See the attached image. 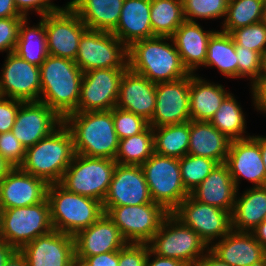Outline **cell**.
Instances as JSON below:
<instances>
[{
    "mask_svg": "<svg viewBox=\"0 0 266 266\" xmlns=\"http://www.w3.org/2000/svg\"><path fill=\"white\" fill-rule=\"evenodd\" d=\"M127 57L130 70L155 84L176 81L190 74L172 37L155 36L138 40L128 47Z\"/></svg>",
    "mask_w": 266,
    "mask_h": 266,
    "instance_id": "1",
    "label": "cell"
},
{
    "mask_svg": "<svg viewBox=\"0 0 266 266\" xmlns=\"http://www.w3.org/2000/svg\"><path fill=\"white\" fill-rule=\"evenodd\" d=\"M39 102L47 104L63 120L77 109L83 72L75 61L48 55L40 65Z\"/></svg>",
    "mask_w": 266,
    "mask_h": 266,
    "instance_id": "2",
    "label": "cell"
},
{
    "mask_svg": "<svg viewBox=\"0 0 266 266\" xmlns=\"http://www.w3.org/2000/svg\"><path fill=\"white\" fill-rule=\"evenodd\" d=\"M73 135L76 154L115 160L119 138L109 111L74 112L64 119Z\"/></svg>",
    "mask_w": 266,
    "mask_h": 266,
    "instance_id": "3",
    "label": "cell"
},
{
    "mask_svg": "<svg viewBox=\"0 0 266 266\" xmlns=\"http://www.w3.org/2000/svg\"><path fill=\"white\" fill-rule=\"evenodd\" d=\"M75 154L73 135L63 123L48 137L28 147L19 167L48 184L60 183Z\"/></svg>",
    "mask_w": 266,
    "mask_h": 266,
    "instance_id": "4",
    "label": "cell"
},
{
    "mask_svg": "<svg viewBox=\"0 0 266 266\" xmlns=\"http://www.w3.org/2000/svg\"><path fill=\"white\" fill-rule=\"evenodd\" d=\"M47 199L53 229L73 237L105 213L101 201L70 192L60 183L49 184Z\"/></svg>",
    "mask_w": 266,
    "mask_h": 266,
    "instance_id": "5",
    "label": "cell"
},
{
    "mask_svg": "<svg viewBox=\"0 0 266 266\" xmlns=\"http://www.w3.org/2000/svg\"><path fill=\"white\" fill-rule=\"evenodd\" d=\"M53 230L47 198L32 206L0 210V239L17 250Z\"/></svg>",
    "mask_w": 266,
    "mask_h": 266,
    "instance_id": "6",
    "label": "cell"
},
{
    "mask_svg": "<svg viewBox=\"0 0 266 266\" xmlns=\"http://www.w3.org/2000/svg\"><path fill=\"white\" fill-rule=\"evenodd\" d=\"M148 245L154 254L180 260L187 266L194 265L209 250L193 229L171 213L164 218Z\"/></svg>",
    "mask_w": 266,
    "mask_h": 266,
    "instance_id": "7",
    "label": "cell"
},
{
    "mask_svg": "<svg viewBox=\"0 0 266 266\" xmlns=\"http://www.w3.org/2000/svg\"><path fill=\"white\" fill-rule=\"evenodd\" d=\"M117 162L75 154L60 184L68 191L103 202Z\"/></svg>",
    "mask_w": 266,
    "mask_h": 266,
    "instance_id": "8",
    "label": "cell"
},
{
    "mask_svg": "<svg viewBox=\"0 0 266 266\" xmlns=\"http://www.w3.org/2000/svg\"><path fill=\"white\" fill-rule=\"evenodd\" d=\"M141 168L148 184L150 197L171 213L190 193L185 189L179 159L154 153Z\"/></svg>",
    "mask_w": 266,
    "mask_h": 266,
    "instance_id": "9",
    "label": "cell"
},
{
    "mask_svg": "<svg viewBox=\"0 0 266 266\" xmlns=\"http://www.w3.org/2000/svg\"><path fill=\"white\" fill-rule=\"evenodd\" d=\"M127 243L148 244L169 214L160 204L103 206Z\"/></svg>",
    "mask_w": 266,
    "mask_h": 266,
    "instance_id": "10",
    "label": "cell"
},
{
    "mask_svg": "<svg viewBox=\"0 0 266 266\" xmlns=\"http://www.w3.org/2000/svg\"><path fill=\"white\" fill-rule=\"evenodd\" d=\"M128 47L112 32L87 29L79 41L75 63L88 72L102 68H128Z\"/></svg>",
    "mask_w": 266,
    "mask_h": 266,
    "instance_id": "11",
    "label": "cell"
},
{
    "mask_svg": "<svg viewBox=\"0 0 266 266\" xmlns=\"http://www.w3.org/2000/svg\"><path fill=\"white\" fill-rule=\"evenodd\" d=\"M171 214L193 229L208 247L232 230L231 212L199 202L190 195Z\"/></svg>",
    "mask_w": 266,
    "mask_h": 266,
    "instance_id": "12",
    "label": "cell"
},
{
    "mask_svg": "<svg viewBox=\"0 0 266 266\" xmlns=\"http://www.w3.org/2000/svg\"><path fill=\"white\" fill-rule=\"evenodd\" d=\"M61 10L42 16L47 35L48 54L75 61L79 41L88 29L66 3Z\"/></svg>",
    "mask_w": 266,
    "mask_h": 266,
    "instance_id": "13",
    "label": "cell"
},
{
    "mask_svg": "<svg viewBox=\"0 0 266 266\" xmlns=\"http://www.w3.org/2000/svg\"><path fill=\"white\" fill-rule=\"evenodd\" d=\"M127 68H102L83 73L75 112L109 111L116 107L120 81Z\"/></svg>",
    "mask_w": 266,
    "mask_h": 266,
    "instance_id": "14",
    "label": "cell"
},
{
    "mask_svg": "<svg viewBox=\"0 0 266 266\" xmlns=\"http://www.w3.org/2000/svg\"><path fill=\"white\" fill-rule=\"evenodd\" d=\"M0 72V96L23 102H38L41 93L40 67L15 52L7 55Z\"/></svg>",
    "mask_w": 266,
    "mask_h": 266,
    "instance_id": "15",
    "label": "cell"
},
{
    "mask_svg": "<svg viewBox=\"0 0 266 266\" xmlns=\"http://www.w3.org/2000/svg\"><path fill=\"white\" fill-rule=\"evenodd\" d=\"M190 74L171 82L156 84V103L149 126L181 124L190 121Z\"/></svg>",
    "mask_w": 266,
    "mask_h": 266,
    "instance_id": "16",
    "label": "cell"
},
{
    "mask_svg": "<svg viewBox=\"0 0 266 266\" xmlns=\"http://www.w3.org/2000/svg\"><path fill=\"white\" fill-rule=\"evenodd\" d=\"M64 123V120L47 104L23 102L18 110L11 132L27 149L48 137Z\"/></svg>",
    "mask_w": 266,
    "mask_h": 266,
    "instance_id": "17",
    "label": "cell"
},
{
    "mask_svg": "<svg viewBox=\"0 0 266 266\" xmlns=\"http://www.w3.org/2000/svg\"><path fill=\"white\" fill-rule=\"evenodd\" d=\"M225 164L238 191L242 178L252 183V187L266 186L259 135L232 140Z\"/></svg>",
    "mask_w": 266,
    "mask_h": 266,
    "instance_id": "18",
    "label": "cell"
},
{
    "mask_svg": "<svg viewBox=\"0 0 266 266\" xmlns=\"http://www.w3.org/2000/svg\"><path fill=\"white\" fill-rule=\"evenodd\" d=\"M141 165L116 164L103 206H129L151 203Z\"/></svg>",
    "mask_w": 266,
    "mask_h": 266,
    "instance_id": "19",
    "label": "cell"
},
{
    "mask_svg": "<svg viewBox=\"0 0 266 266\" xmlns=\"http://www.w3.org/2000/svg\"><path fill=\"white\" fill-rule=\"evenodd\" d=\"M20 251L28 266H72L75 263L74 237L55 230L32 240Z\"/></svg>",
    "mask_w": 266,
    "mask_h": 266,
    "instance_id": "20",
    "label": "cell"
},
{
    "mask_svg": "<svg viewBox=\"0 0 266 266\" xmlns=\"http://www.w3.org/2000/svg\"><path fill=\"white\" fill-rule=\"evenodd\" d=\"M49 184L14 167L0 182V210L38 204L47 198Z\"/></svg>",
    "mask_w": 266,
    "mask_h": 266,
    "instance_id": "21",
    "label": "cell"
},
{
    "mask_svg": "<svg viewBox=\"0 0 266 266\" xmlns=\"http://www.w3.org/2000/svg\"><path fill=\"white\" fill-rule=\"evenodd\" d=\"M209 250L230 266H264L266 250L252 232L231 230Z\"/></svg>",
    "mask_w": 266,
    "mask_h": 266,
    "instance_id": "22",
    "label": "cell"
},
{
    "mask_svg": "<svg viewBox=\"0 0 266 266\" xmlns=\"http://www.w3.org/2000/svg\"><path fill=\"white\" fill-rule=\"evenodd\" d=\"M126 244L118 227L104 213L95 223L74 236L75 257L118 251Z\"/></svg>",
    "mask_w": 266,
    "mask_h": 266,
    "instance_id": "23",
    "label": "cell"
},
{
    "mask_svg": "<svg viewBox=\"0 0 266 266\" xmlns=\"http://www.w3.org/2000/svg\"><path fill=\"white\" fill-rule=\"evenodd\" d=\"M156 103V84L127 68L120 81L116 107L150 121Z\"/></svg>",
    "mask_w": 266,
    "mask_h": 266,
    "instance_id": "24",
    "label": "cell"
},
{
    "mask_svg": "<svg viewBox=\"0 0 266 266\" xmlns=\"http://www.w3.org/2000/svg\"><path fill=\"white\" fill-rule=\"evenodd\" d=\"M237 191L228 166L225 163H221L190 192V196L199 202L216 206L232 213Z\"/></svg>",
    "mask_w": 266,
    "mask_h": 266,
    "instance_id": "25",
    "label": "cell"
},
{
    "mask_svg": "<svg viewBox=\"0 0 266 266\" xmlns=\"http://www.w3.org/2000/svg\"><path fill=\"white\" fill-rule=\"evenodd\" d=\"M215 31L203 30L199 23L186 20L175 31L172 39L189 73L194 74L204 66L208 42Z\"/></svg>",
    "mask_w": 266,
    "mask_h": 266,
    "instance_id": "26",
    "label": "cell"
},
{
    "mask_svg": "<svg viewBox=\"0 0 266 266\" xmlns=\"http://www.w3.org/2000/svg\"><path fill=\"white\" fill-rule=\"evenodd\" d=\"M151 0H124L116 29L112 32L127 47L155 37L150 21Z\"/></svg>",
    "mask_w": 266,
    "mask_h": 266,
    "instance_id": "27",
    "label": "cell"
},
{
    "mask_svg": "<svg viewBox=\"0 0 266 266\" xmlns=\"http://www.w3.org/2000/svg\"><path fill=\"white\" fill-rule=\"evenodd\" d=\"M231 139L208 121L190 120L189 155L205 157L225 163Z\"/></svg>",
    "mask_w": 266,
    "mask_h": 266,
    "instance_id": "28",
    "label": "cell"
},
{
    "mask_svg": "<svg viewBox=\"0 0 266 266\" xmlns=\"http://www.w3.org/2000/svg\"><path fill=\"white\" fill-rule=\"evenodd\" d=\"M202 78L190 73V119L209 122L231 92L221 84Z\"/></svg>",
    "mask_w": 266,
    "mask_h": 266,
    "instance_id": "29",
    "label": "cell"
},
{
    "mask_svg": "<svg viewBox=\"0 0 266 266\" xmlns=\"http://www.w3.org/2000/svg\"><path fill=\"white\" fill-rule=\"evenodd\" d=\"M124 0H70L67 4L78 14L88 29L113 32Z\"/></svg>",
    "mask_w": 266,
    "mask_h": 266,
    "instance_id": "30",
    "label": "cell"
},
{
    "mask_svg": "<svg viewBox=\"0 0 266 266\" xmlns=\"http://www.w3.org/2000/svg\"><path fill=\"white\" fill-rule=\"evenodd\" d=\"M239 196L237 191L231 213L232 230L252 232L263 221L266 214V186H251Z\"/></svg>",
    "mask_w": 266,
    "mask_h": 266,
    "instance_id": "31",
    "label": "cell"
},
{
    "mask_svg": "<svg viewBox=\"0 0 266 266\" xmlns=\"http://www.w3.org/2000/svg\"><path fill=\"white\" fill-rule=\"evenodd\" d=\"M207 66L208 68L216 67L227 78H238L235 42L230 33L216 30L212 34L208 42L207 55L204 62V67L206 68Z\"/></svg>",
    "mask_w": 266,
    "mask_h": 266,
    "instance_id": "32",
    "label": "cell"
},
{
    "mask_svg": "<svg viewBox=\"0 0 266 266\" xmlns=\"http://www.w3.org/2000/svg\"><path fill=\"white\" fill-rule=\"evenodd\" d=\"M28 17H25L19 28V37L15 48V53L30 64L40 67L49 55L47 50V35L44 27V20L32 27L28 24Z\"/></svg>",
    "mask_w": 266,
    "mask_h": 266,
    "instance_id": "33",
    "label": "cell"
},
{
    "mask_svg": "<svg viewBox=\"0 0 266 266\" xmlns=\"http://www.w3.org/2000/svg\"><path fill=\"white\" fill-rule=\"evenodd\" d=\"M154 153L182 158L188 153L190 121L181 124L153 127Z\"/></svg>",
    "mask_w": 266,
    "mask_h": 266,
    "instance_id": "34",
    "label": "cell"
},
{
    "mask_svg": "<svg viewBox=\"0 0 266 266\" xmlns=\"http://www.w3.org/2000/svg\"><path fill=\"white\" fill-rule=\"evenodd\" d=\"M244 115L235 95L230 93L209 122L231 140L245 139L251 135H245L247 122Z\"/></svg>",
    "mask_w": 266,
    "mask_h": 266,
    "instance_id": "35",
    "label": "cell"
},
{
    "mask_svg": "<svg viewBox=\"0 0 266 266\" xmlns=\"http://www.w3.org/2000/svg\"><path fill=\"white\" fill-rule=\"evenodd\" d=\"M150 21L154 36L172 37L185 21L182 0H151Z\"/></svg>",
    "mask_w": 266,
    "mask_h": 266,
    "instance_id": "36",
    "label": "cell"
},
{
    "mask_svg": "<svg viewBox=\"0 0 266 266\" xmlns=\"http://www.w3.org/2000/svg\"><path fill=\"white\" fill-rule=\"evenodd\" d=\"M266 0H228L221 31L233 30L264 20Z\"/></svg>",
    "mask_w": 266,
    "mask_h": 266,
    "instance_id": "37",
    "label": "cell"
},
{
    "mask_svg": "<svg viewBox=\"0 0 266 266\" xmlns=\"http://www.w3.org/2000/svg\"><path fill=\"white\" fill-rule=\"evenodd\" d=\"M153 154V127L149 126L142 133L119 140L115 161L121 165H142Z\"/></svg>",
    "mask_w": 266,
    "mask_h": 266,
    "instance_id": "38",
    "label": "cell"
},
{
    "mask_svg": "<svg viewBox=\"0 0 266 266\" xmlns=\"http://www.w3.org/2000/svg\"><path fill=\"white\" fill-rule=\"evenodd\" d=\"M179 164L183 185L190 193L219 163L209 158L186 154L179 158Z\"/></svg>",
    "mask_w": 266,
    "mask_h": 266,
    "instance_id": "39",
    "label": "cell"
},
{
    "mask_svg": "<svg viewBox=\"0 0 266 266\" xmlns=\"http://www.w3.org/2000/svg\"><path fill=\"white\" fill-rule=\"evenodd\" d=\"M186 21L220 19L226 16L228 0H182Z\"/></svg>",
    "mask_w": 266,
    "mask_h": 266,
    "instance_id": "40",
    "label": "cell"
},
{
    "mask_svg": "<svg viewBox=\"0 0 266 266\" xmlns=\"http://www.w3.org/2000/svg\"><path fill=\"white\" fill-rule=\"evenodd\" d=\"M230 35L237 46L254 50L260 55L266 50V23L264 20L235 29Z\"/></svg>",
    "mask_w": 266,
    "mask_h": 266,
    "instance_id": "41",
    "label": "cell"
},
{
    "mask_svg": "<svg viewBox=\"0 0 266 266\" xmlns=\"http://www.w3.org/2000/svg\"><path fill=\"white\" fill-rule=\"evenodd\" d=\"M112 118L119 140L142 133L149 127V121L144 117L117 107L112 108Z\"/></svg>",
    "mask_w": 266,
    "mask_h": 266,
    "instance_id": "42",
    "label": "cell"
},
{
    "mask_svg": "<svg viewBox=\"0 0 266 266\" xmlns=\"http://www.w3.org/2000/svg\"><path fill=\"white\" fill-rule=\"evenodd\" d=\"M238 62V78H249L250 86L259 79L261 55L251 49L243 48L235 44Z\"/></svg>",
    "mask_w": 266,
    "mask_h": 266,
    "instance_id": "43",
    "label": "cell"
},
{
    "mask_svg": "<svg viewBox=\"0 0 266 266\" xmlns=\"http://www.w3.org/2000/svg\"><path fill=\"white\" fill-rule=\"evenodd\" d=\"M25 17L0 18V52H14L18 37L19 28Z\"/></svg>",
    "mask_w": 266,
    "mask_h": 266,
    "instance_id": "44",
    "label": "cell"
},
{
    "mask_svg": "<svg viewBox=\"0 0 266 266\" xmlns=\"http://www.w3.org/2000/svg\"><path fill=\"white\" fill-rule=\"evenodd\" d=\"M25 152V147L11 131L0 133V154L14 167L23 163Z\"/></svg>",
    "mask_w": 266,
    "mask_h": 266,
    "instance_id": "45",
    "label": "cell"
},
{
    "mask_svg": "<svg viewBox=\"0 0 266 266\" xmlns=\"http://www.w3.org/2000/svg\"><path fill=\"white\" fill-rule=\"evenodd\" d=\"M149 249L148 244L127 243L119 250L118 266H146Z\"/></svg>",
    "mask_w": 266,
    "mask_h": 266,
    "instance_id": "46",
    "label": "cell"
},
{
    "mask_svg": "<svg viewBox=\"0 0 266 266\" xmlns=\"http://www.w3.org/2000/svg\"><path fill=\"white\" fill-rule=\"evenodd\" d=\"M23 101L0 96V133L10 132Z\"/></svg>",
    "mask_w": 266,
    "mask_h": 266,
    "instance_id": "47",
    "label": "cell"
},
{
    "mask_svg": "<svg viewBox=\"0 0 266 266\" xmlns=\"http://www.w3.org/2000/svg\"><path fill=\"white\" fill-rule=\"evenodd\" d=\"M17 10L24 16L29 15L28 12L35 11L42 17L61 10L64 6H56L52 0H13ZM52 1V2H51Z\"/></svg>",
    "mask_w": 266,
    "mask_h": 266,
    "instance_id": "48",
    "label": "cell"
},
{
    "mask_svg": "<svg viewBox=\"0 0 266 266\" xmlns=\"http://www.w3.org/2000/svg\"><path fill=\"white\" fill-rule=\"evenodd\" d=\"M75 262L81 263L83 266H118L119 250L89 257H75Z\"/></svg>",
    "mask_w": 266,
    "mask_h": 266,
    "instance_id": "49",
    "label": "cell"
},
{
    "mask_svg": "<svg viewBox=\"0 0 266 266\" xmlns=\"http://www.w3.org/2000/svg\"><path fill=\"white\" fill-rule=\"evenodd\" d=\"M251 87L254 108L266 114V78H259Z\"/></svg>",
    "mask_w": 266,
    "mask_h": 266,
    "instance_id": "50",
    "label": "cell"
},
{
    "mask_svg": "<svg viewBox=\"0 0 266 266\" xmlns=\"http://www.w3.org/2000/svg\"><path fill=\"white\" fill-rule=\"evenodd\" d=\"M152 255L154 256L153 258H151ZM146 266H187V265L177 259L158 256L149 249V255L146 261Z\"/></svg>",
    "mask_w": 266,
    "mask_h": 266,
    "instance_id": "51",
    "label": "cell"
},
{
    "mask_svg": "<svg viewBox=\"0 0 266 266\" xmlns=\"http://www.w3.org/2000/svg\"><path fill=\"white\" fill-rule=\"evenodd\" d=\"M24 17L16 8L13 0H0V18Z\"/></svg>",
    "mask_w": 266,
    "mask_h": 266,
    "instance_id": "52",
    "label": "cell"
},
{
    "mask_svg": "<svg viewBox=\"0 0 266 266\" xmlns=\"http://www.w3.org/2000/svg\"><path fill=\"white\" fill-rule=\"evenodd\" d=\"M192 266H230L228 263L220 260L210 250H208L194 265Z\"/></svg>",
    "mask_w": 266,
    "mask_h": 266,
    "instance_id": "53",
    "label": "cell"
},
{
    "mask_svg": "<svg viewBox=\"0 0 266 266\" xmlns=\"http://www.w3.org/2000/svg\"><path fill=\"white\" fill-rule=\"evenodd\" d=\"M16 251L17 249L14 246L0 239V266H3Z\"/></svg>",
    "mask_w": 266,
    "mask_h": 266,
    "instance_id": "54",
    "label": "cell"
},
{
    "mask_svg": "<svg viewBox=\"0 0 266 266\" xmlns=\"http://www.w3.org/2000/svg\"><path fill=\"white\" fill-rule=\"evenodd\" d=\"M3 266H28L26 257L17 250Z\"/></svg>",
    "mask_w": 266,
    "mask_h": 266,
    "instance_id": "55",
    "label": "cell"
},
{
    "mask_svg": "<svg viewBox=\"0 0 266 266\" xmlns=\"http://www.w3.org/2000/svg\"><path fill=\"white\" fill-rule=\"evenodd\" d=\"M256 240L266 250V222H261L253 231Z\"/></svg>",
    "mask_w": 266,
    "mask_h": 266,
    "instance_id": "56",
    "label": "cell"
},
{
    "mask_svg": "<svg viewBox=\"0 0 266 266\" xmlns=\"http://www.w3.org/2000/svg\"><path fill=\"white\" fill-rule=\"evenodd\" d=\"M14 166L0 154V182L9 174Z\"/></svg>",
    "mask_w": 266,
    "mask_h": 266,
    "instance_id": "57",
    "label": "cell"
},
{
    "mask_svg": "<svg viewBox=\"0 0 266 266\" xmlns=\"http://www.w3.org/2000/svg\"><path fill=\"white\" fill-rule=\"evenodd\" d=\"M260 150L262 161L266 170V136L260 135Z\"/></svg>",
    "mask_w": 266,
    "mask_h": 266,
    "instance_id": "58",
    "label": "cell"
},
{
    "mask_svg": "<svg viewBox=\"0 0 266 266\" xmlns=\"http://www.w3.org/2000/svg\"><path fill=\"white\" fill-rule=\"evenodd\" d=\"M259 78H266V50L261 54Z\"/></svg>",
    "mask_w": 266,
    "mask_h": 266,
    "instance_id": "59",
    "label": "cell"
},
{
    "mask_svg": "<svg viewBox=\"0 0 266 266\" xmlns=\"http://www.w3.org/2000/svg\"><path fill=\"white\" fill-rule=\"evenodd\" d=\"M72 266H83L81 263L75 262Z\"/></svg>",
    "mask_w": 266,
    "mask_h": 266,
    "instance_id": "60",
    "label": "cell"
},
{
    "mask_svg": "<svg viewBox=\"0 0 266 266\" xmlns=\"http://www.w3.org/2000/svg\"><path fill=\"white\" fill-rule=\"evenodd\" d=\"M264 22L266 23V5H265V17H264Z\"/></svg>",
    "mask_w": 266,
    "mask_h": 266,
    "instance_id": "61",
    "label": "cell"
},
{
    "mask_svg": "<svg viewBox=\"0 0 266 266\" xmlns=\"http://www.w3.org/2000/svg\"><path fill=\"white\" fill-rule=\"evenodd\" d=\"M262 222H266V214H265V216H264V219H263V221Z\"/></svg>",
    "mask_w": 266,
    "mask_h": 266,
    "instance_id": "62",
    "label": "cell"
}]
</instances>
